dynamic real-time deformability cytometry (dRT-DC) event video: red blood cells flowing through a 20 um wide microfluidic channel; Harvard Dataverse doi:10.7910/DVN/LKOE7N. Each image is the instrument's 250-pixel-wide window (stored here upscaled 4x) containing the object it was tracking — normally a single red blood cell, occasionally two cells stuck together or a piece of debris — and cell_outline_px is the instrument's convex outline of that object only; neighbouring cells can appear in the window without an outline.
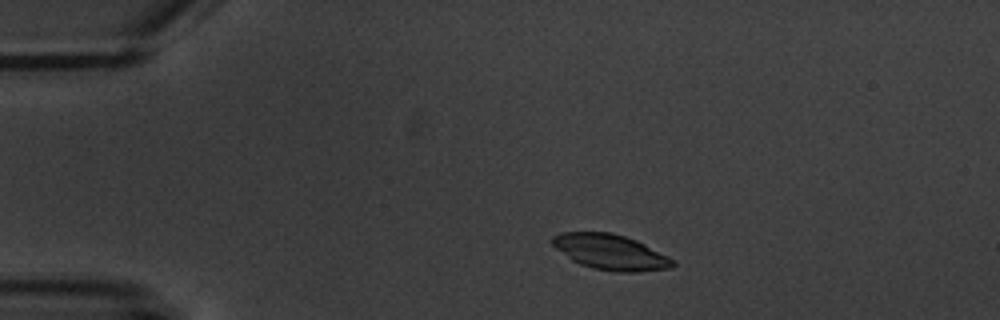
{"species": "common noctule bat (a hibernating species)", "species_latin": "Nyctalus noctula", "temperature_condition": "warm", "stored_images_in_passage": 6, "camera_frame_rate_fps": 3000, "um_per_image_px": 0.085, "animal": {"sex": "male", "body_mass_g": 20.1, "forearm_length_mm": 53.5}, "frame": {"image": 1, "passage_image": 3, "time_ms": 2.333, "image_size_px": [1000, 320], "cell_outline_px": [[676, 264], [672, 268], [636, 272], [616, 272], [592, 268], [580, 264], [572, 260], [556, 248], [552, 244], [552, 236], [560, 232], [612, 232], [636, 240], [676, 260]], "centroid_in_image_um": [51.91, 21.43], "position_along_channel_um": 33.1, "area_um2": 24.85}}